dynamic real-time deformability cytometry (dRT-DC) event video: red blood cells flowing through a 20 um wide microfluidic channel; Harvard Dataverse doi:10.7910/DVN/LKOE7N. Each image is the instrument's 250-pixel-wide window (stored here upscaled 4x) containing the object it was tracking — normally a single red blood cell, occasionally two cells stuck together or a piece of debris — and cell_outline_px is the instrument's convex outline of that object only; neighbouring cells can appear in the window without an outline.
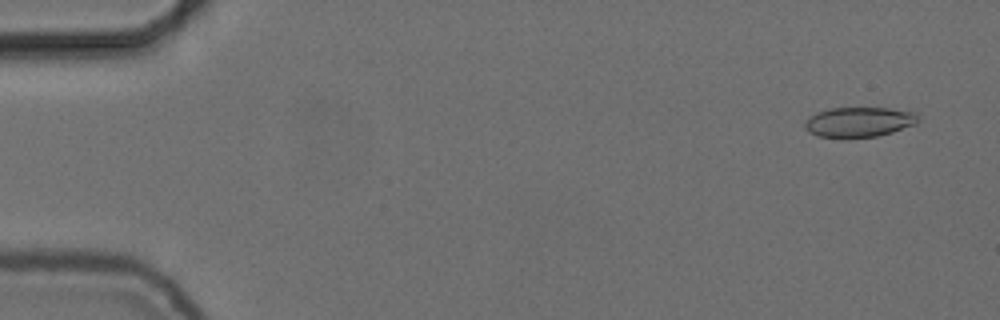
{"species": "common noctule bat (a hibernating species)", "species_latin": "Nyctalus noctula", "temperature_condition": "cold", "stored_images_in_passage": 55, "camera_frame_rate_fps": 3000, "um_per_image_px": 0.085, "animal": {"sex": "female", "body_mass_g": 24.6, "forearm_length_mm": 56.2}, "frame": {"image": 1, "passage_image": 3, "time_ms": 0.667, "image_size_px": [1000, 320], "cell_outline_px": [[916, 124], [892, 132], [876, 136], [816, 136], [808, 132], [804, 128], [804, 124], [816, 112], [828, 108], [888, 108], [916, 112]], "centroid_in_image_um": [73.0, 10.35], "position_along_channel_um": 12.0, "area_um2": 19.31}}
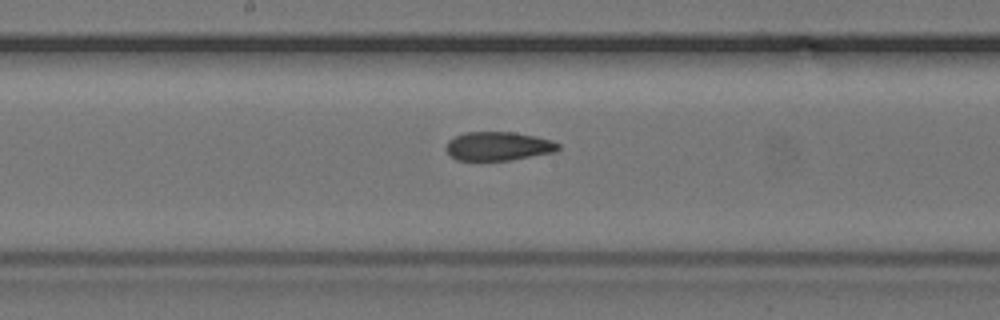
{"frame": {"image": 2, "passage_image": 29, "time_ms": 9.333, "image_size_px": [1000, 320], "cell_outline_px": [[560, 148], [556, 152], [512, 160], [456, 160], [444, 148], [448, 140], [464, 132], [516, 132], [536, 136], [552, 140], [560, 144]], "centroid_in_image_um": [42.38, 12.42], "position_along_channel_um": 205.8, "area_um2": 19.02}}
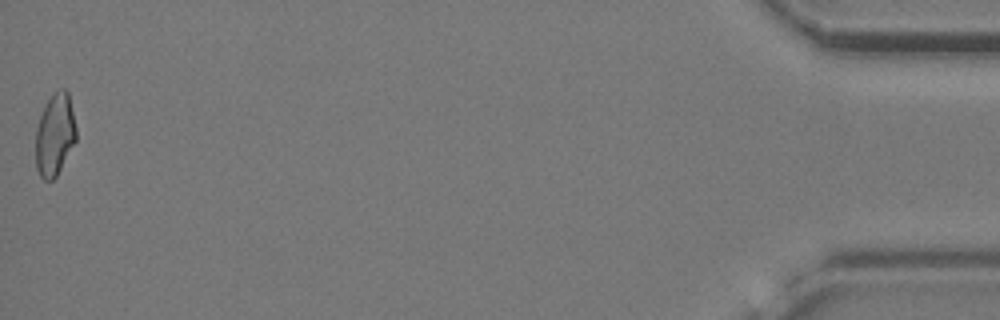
{"frame": {"image": 3, "passage_image": 55, "time_ms": 18.0, "image_size_px": [1000, 320], "cell_outline_px": [[76, 140], [56, 176], [52, 180], [44, 180], [40, 176], [36, 168], [36, 128], [40, 116], [52, 92], [60, 88], [64, 88], [68, 92], [76, 128]], "centroid_in_image_um": [4.66, 11.43], "position_along_channel_um": 430.5, "area_um2": 19.25}, "authors_computed_cell_mechanics": {"area_um2": 19.8254, "velocity_mm_per_s": 3.7219, "shape_relaxation_time_tau1_ms": null, "shape_relaxation_time_tau2_ms": 3.0747, "deformation_change_tau1": null, "deformation_change_tau2": 0.0783}}